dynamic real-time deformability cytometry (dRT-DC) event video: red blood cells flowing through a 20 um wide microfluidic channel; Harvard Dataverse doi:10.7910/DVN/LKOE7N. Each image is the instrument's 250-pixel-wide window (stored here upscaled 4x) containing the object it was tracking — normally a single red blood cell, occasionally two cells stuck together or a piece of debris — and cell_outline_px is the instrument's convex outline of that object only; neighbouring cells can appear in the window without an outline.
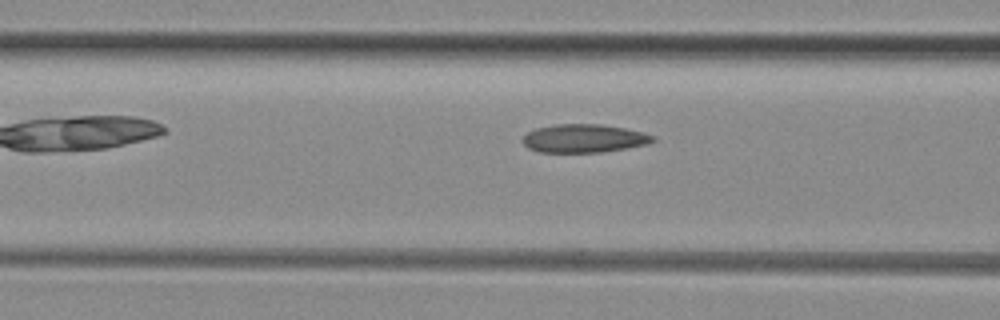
{"species": "common noctule bat (a hibernating species)", "species_latin": "Nyctalus noctula", "temperature_condition": "room temperature", "stored_images_in_passage": 9, "camera_frame_rate_fps": 3000, "um_per_image_px": 0.085, "animal": {"sex": "female", "body_mass_g": 29.2, "forearm_length_mm": 56.3}, "frame": {"image": 1, "passage_image": 7, "time_ms": 2.0, "image_size_px": [1000, 320], "cell_outline_px": [[656, 140], [648, 144], [628, 148], [600, 152], [540, 152], [528, 148], [524, 144], [524, 136], [528, 132], [536, 128], [556, 124], [600, 124], [624, 128], [644, 132], [656, 136]], "centroid_in_image_um": [49.69, 11.76], "position_along_channel_um": 116.9, "area_um2": 21.5}}